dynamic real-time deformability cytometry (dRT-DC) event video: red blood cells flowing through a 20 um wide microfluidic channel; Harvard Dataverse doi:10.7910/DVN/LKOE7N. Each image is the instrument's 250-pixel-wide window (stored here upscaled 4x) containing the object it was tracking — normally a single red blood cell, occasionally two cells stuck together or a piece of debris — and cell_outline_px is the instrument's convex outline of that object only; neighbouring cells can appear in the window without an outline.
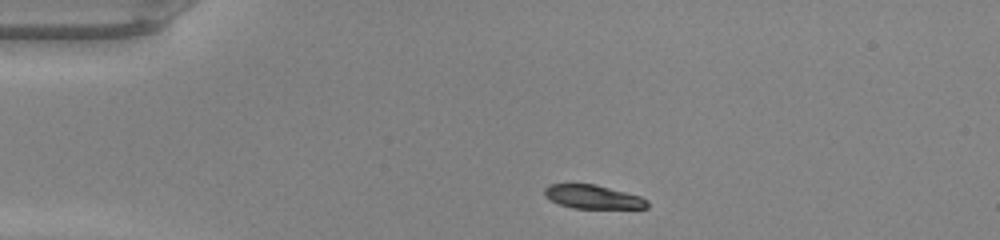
{"species": "common noctule bat (a hibernating species)", "species_latin": "Nyctalus noctula", "temperature_condition": "warm", "stored_images_in_passage": 39, "camera_frame_rate_fps": 3000, "um_per_image_px": 0.085, "animal": {"sex": "male", "body_mass_g": 20.0, "forearm_length_mm": 53.3}, "frame": {"image": 1, "passage_image": 1, "time_ms": 0.0, "image_size_px": [1000, 240], "cell_outline_px": [[648, 208], [572, 208], [560, 204], [544, 196], [544, 188], [548, 184], [596, 184], [640, 196], [648, 200]], "centroid_in_image_um": [50.39, 16.73], "position_along_channel_um": 34.6, "area_um2": 14.16}}
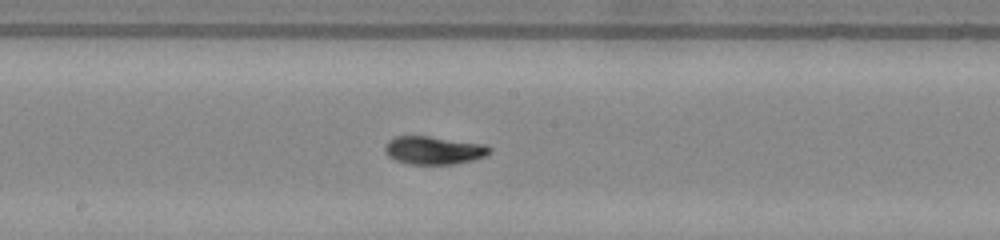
{"frame": {"image": 2, "passage_image": 17, "time_ms": 5.333, "image_size_px": [1000, 240], "cell_outline_px": [[492, 152], [484, 156], [472, 160], [452, 164], [408, 164], [396, 160], [388, 156], [384, 152], [384, 148], [388, 140], [396, 136], [428, 136], [484, 144], [492, 148]], "centroid_in_image_um": [36.85, 12.77], "position_along_channel_um": 211.3, "area_um2": 17.11}}
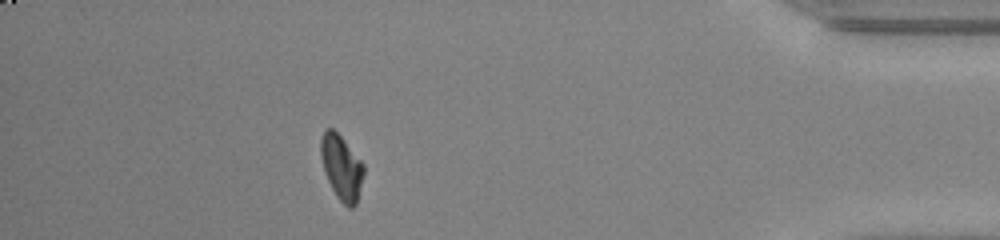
{"frame": {"image": 3, "passage_image": 34, "time_ms": 11.0, "image_size_px": [1000, 240], "cell_outline_px": [[364, 176], [356, 204], [352, 208], [348, 208], [336, 196], [324, 172], [320, 156], [320, 136], [324, 128], [332, 128], [340, 136], [364, 164]], "centroid_in_image_um": [29.01, 14.22], "position_along_channel_um": 406.2, "area_um2": 16.3}, "authors_computed_cell_mechanics": {"area_um2": 16.2996, "velocity_mm_per_s": 4.2508, "shape_relaxation_time_tau1_ms": 2.6031, "shape_relaxation_time_tau2_ms": 1.1472, "deformation_change_tau1": 0.1962, "deformation_change_tau2": 0.0648}}